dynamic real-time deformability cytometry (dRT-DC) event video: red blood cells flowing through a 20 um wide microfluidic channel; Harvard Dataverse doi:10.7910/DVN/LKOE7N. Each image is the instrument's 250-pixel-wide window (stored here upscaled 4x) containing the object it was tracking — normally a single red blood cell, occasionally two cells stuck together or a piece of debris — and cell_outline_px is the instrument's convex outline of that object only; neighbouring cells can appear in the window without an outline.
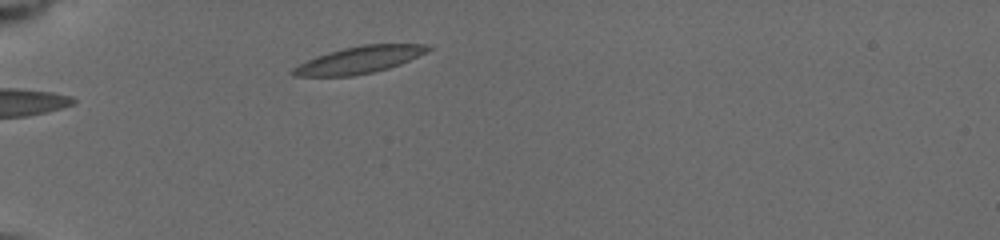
{"species": "common noctule bat (a hibernating species)", "species_latin": "Nyctalus noctula", "temperature_condition": "cold", "stored_images_in_passage": 8, "camera_frame_rate_fps": 3000, "um_per_image_px": 0.085, "animal": {"sex": "female", "body_mass_g": 19.5, "forearm_length_mm": 54.1}, "frame": {"image": 1, "passage_image": 1, "time_ms": 0.0, "image_size_px": [1000, 240], "cell_outline_px": [[432, 48], [400, 64], [388, 68], [372, 72], [352, 76], [292, 76], [288, 72], [292, 68], [316, 56], [328, 52], [344, 48], [364, 44], [424, 44]], "centroid_in_image_um": [30.46, 5.09], "position_along_channel_um": 54.5, "area_um2": 20.92}}
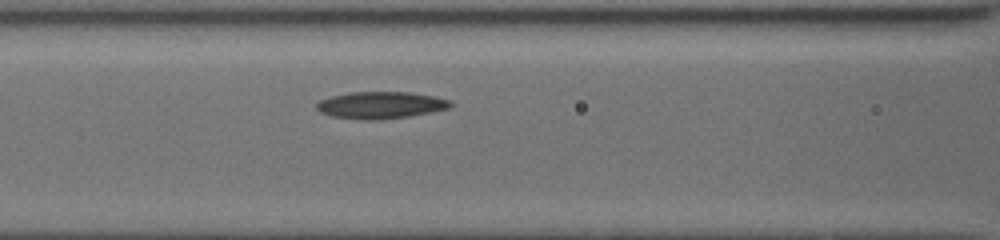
{"frame": {"image": 2, "passage_image": 6, "time_ms": 2.667, "image_size_px": [1000, 240], "cell_outline_px": [[452, 104], [448, 108], [408, 116], [380, 120], [360, 120], [328, 116], [320, 112], [316, 108], [316, 104], [320, 100], [332, 96], [348, 92], [412, 92], [452, 100]], "centroid_in_image_um": [32.3, 8.94], "position_along_channel_um": 134.3, "area_um2": 21.1}}
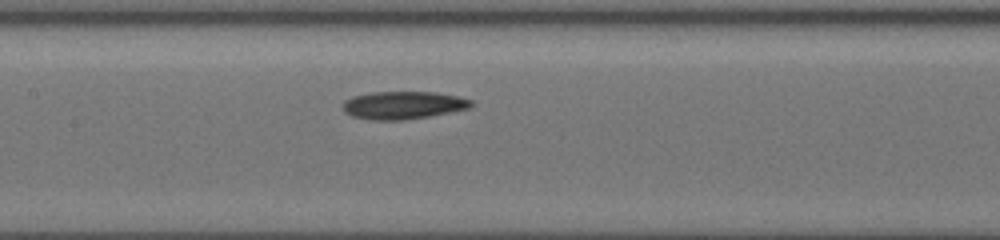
{"frame": {"image": 3, "passage_image": 8, "time_ms": 3.667, "image_size_px": [1000, 240], "cell_outline_px": [[476, 104], [472, 108], [428, 116], [404, 120], [368, 120], [352, 116], [344, 112], [340, 108], [344, 100], [352, 96], [372, 92], [436, 92], [460, 96], [472, 100]], "centroid_in_image_um": [34.27, 8.94], "position_along_channel_um": 173.1, "area_um2": 21.21}}